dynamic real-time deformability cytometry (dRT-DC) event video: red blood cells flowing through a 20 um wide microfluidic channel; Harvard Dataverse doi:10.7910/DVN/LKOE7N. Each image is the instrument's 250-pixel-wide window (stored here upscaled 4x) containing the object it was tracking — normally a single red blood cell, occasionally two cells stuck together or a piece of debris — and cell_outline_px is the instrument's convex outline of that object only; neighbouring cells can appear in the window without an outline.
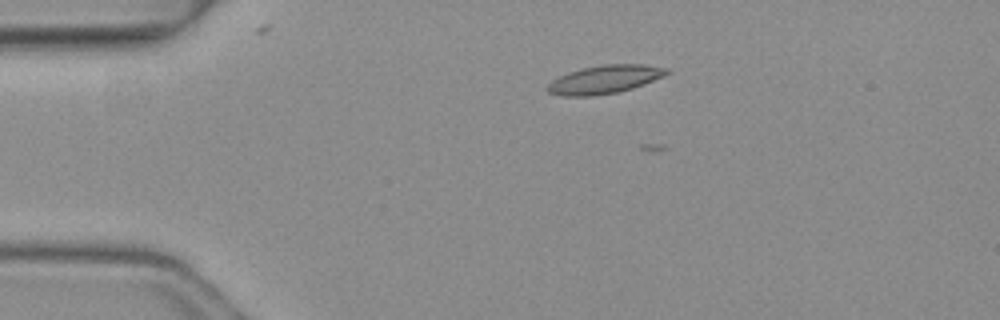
{"species": "common noctule bat (a hibernating species)", "species_latin": "Nyctalus noctula", "temperature_condition": "warm", "stored_images_in_passage": 4, "camera_frame_rate_fps": 3000, "um_per_image_px": 0.085, "animal": {"sex": "female", "body_mass_g": 19.3, "forearm_length_mm": 54.1}, "frame": {"image": 1, "passage_image": 3, "time_ms": 0.667, "image_size_px": [1000, 320], "cell_outline_px": [[672, 72], [664, 76], [644, 84], [620, 92], [592, 96], [560, 96], [548, 92], [544, 88], [552, 80], [568, 72], [580, 68], [604, 64], [644, 64], [668, 68]], "centroid_in_image_um": [51.39, 6.75], "position_along_channel_um": 33.6, "area_um2": 19.94}}